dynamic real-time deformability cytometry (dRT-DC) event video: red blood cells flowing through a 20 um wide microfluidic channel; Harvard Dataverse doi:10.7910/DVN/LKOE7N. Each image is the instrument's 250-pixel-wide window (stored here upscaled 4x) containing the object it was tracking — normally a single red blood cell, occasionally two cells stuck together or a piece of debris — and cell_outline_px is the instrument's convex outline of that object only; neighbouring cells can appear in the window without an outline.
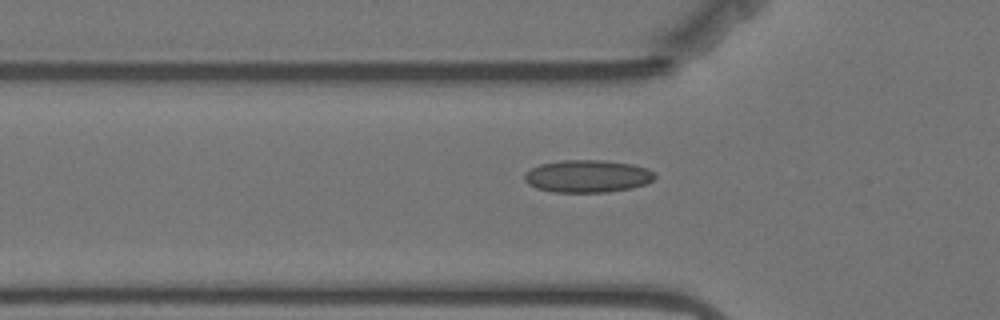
{"species": "Egyptian fruit bat (a non-hibernating species)", "species_latin": "Rousettus aegyptiacus", "temperature_condition": "warm", "stored_images_in_passage": 41, "camera_frame_rate_fps": 3000, "um_per_image_px": 0.085, "animal": {"sex": "female"}, "frame": {"image": 1, "passage_image": 9, "time_ms": 2.667, "image_size_px": [1000, 320], "cell_outline_px": [[656, 176], [652, 180], [644, 184], [632, 188], [608, 192], [552, 192], [536, 188], [528, 184], [524, 180], [524, 172], [540, 164], [560, 160], [604, 160], [632, 164], [648, 168], [656, 172]], "centroid_in_image_um": [49.93, 14.97], "position_along_channel_um": 75.9, "area_um2": 24.91}}
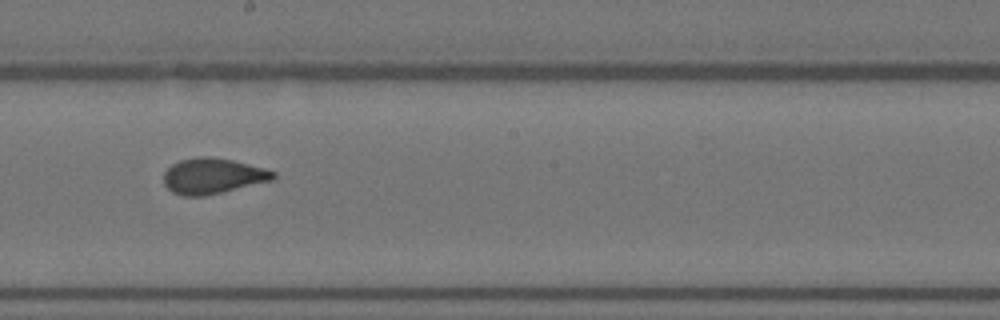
{"frame": {"image": 2, "passage_image": 22, "time_ms": 7.0, "image_size_px": [1000, 320], "cell_outline_px": [[276, 176], [272, 180], [204, 196], [184, 196], [172, 192], [164, 184], [164, 172], [172, 164], [180, 160], [200, 156], [208, 156], [232, 160], [264, 168], [276, 172]], "centroid_in_image_um": [18.06, 14.95], "position_along_channel_um": 230.1, "area_um2": 22.54}}
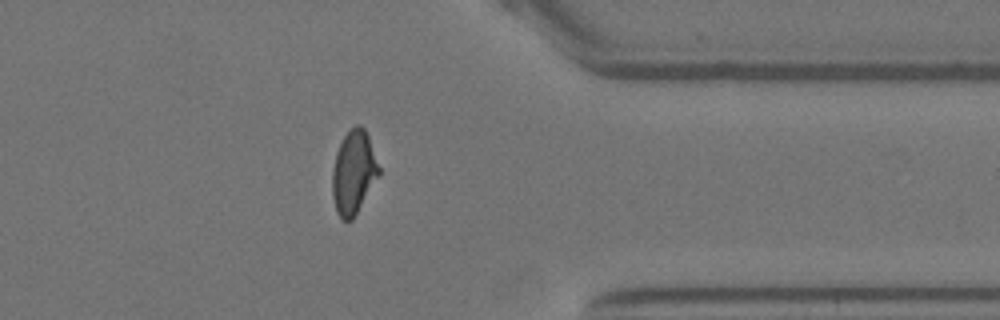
{"frame": {"image": 3, "passage_image": 36, "time_ms": 11.667, "image_size_px": [1000, 320], "cell_outline_px": [[380, 176], [352, 220], [344, 220], [336, 212], [332, 196], [332, 168], [336, 152], [344, 136], [356, 124], [360, 124], [364, 128], [368, 136], [380, 168]], "centroid_in_image_um": [30.06, 14.66], "position_along_channel_um": 381.3, "area_um2": 22.72}}